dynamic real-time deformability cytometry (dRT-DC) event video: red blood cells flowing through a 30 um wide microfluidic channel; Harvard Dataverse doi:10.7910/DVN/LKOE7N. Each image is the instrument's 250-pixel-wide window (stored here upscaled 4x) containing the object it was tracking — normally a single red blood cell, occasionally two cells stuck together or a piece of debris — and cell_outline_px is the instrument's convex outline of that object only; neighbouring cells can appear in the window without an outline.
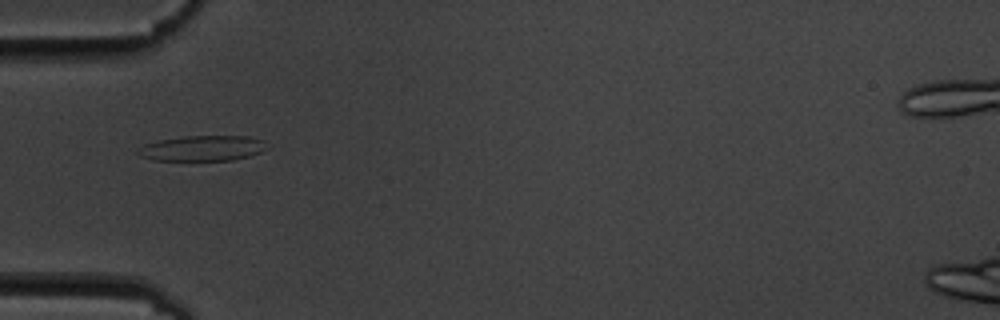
{"species": "common noctule bat (a hibernating species)", "species_latin": "Nyctalus noctula", "temperature_condition": "cold", "stored_images_in_passage": 8, "camera_frame_rate_fps": 3000, "um_per_image_px": 0.085, "animal": {"sex": "male", "body_mass_g": 19.5, "forearm_length_mm": 54.6}, "frame": {"image": 1, "passage_image": 6, "time_ms": 6.0, "image_size_px": [1000, 320], "cell_outline_px": [[268, 148], [252, 156], [232, 160], [152, 160], [140, 156], [136, 152], [144, 144], [160, 140], [184, 136], [248, 136], [264, 140]], "centroid_in_image_um": [17.24, 12.6], "position_along_channel_um": 67.8, "area_um2": 19.13}}
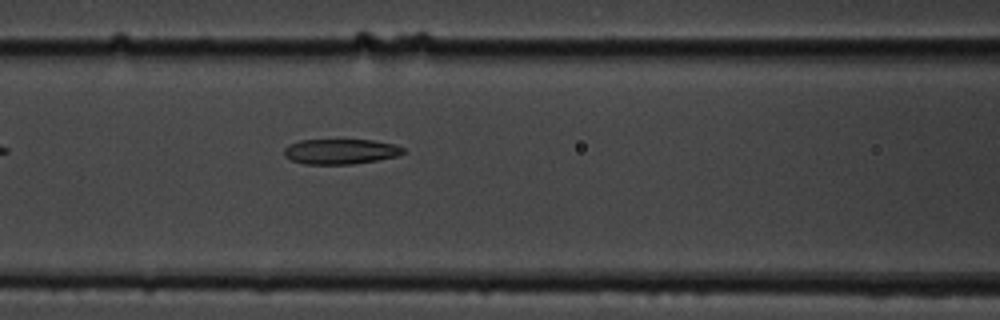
{"frame": {"image": 2, "passage_image": 8, "time_ms": 8.0, "image_size_px": [1000, 320], "cell_outline_px": [[404, 152], [400, 156], [352, 164], [304, 164], [292, 160], [284, 156], [284, 148], [288, 144], [300, 140], [372, 140], [392, 144], [404, 148]], "centroid_in_image_um": [28.92, 12.88], "position_along_channel_um": 137.7, "area_um2": 17.46}}